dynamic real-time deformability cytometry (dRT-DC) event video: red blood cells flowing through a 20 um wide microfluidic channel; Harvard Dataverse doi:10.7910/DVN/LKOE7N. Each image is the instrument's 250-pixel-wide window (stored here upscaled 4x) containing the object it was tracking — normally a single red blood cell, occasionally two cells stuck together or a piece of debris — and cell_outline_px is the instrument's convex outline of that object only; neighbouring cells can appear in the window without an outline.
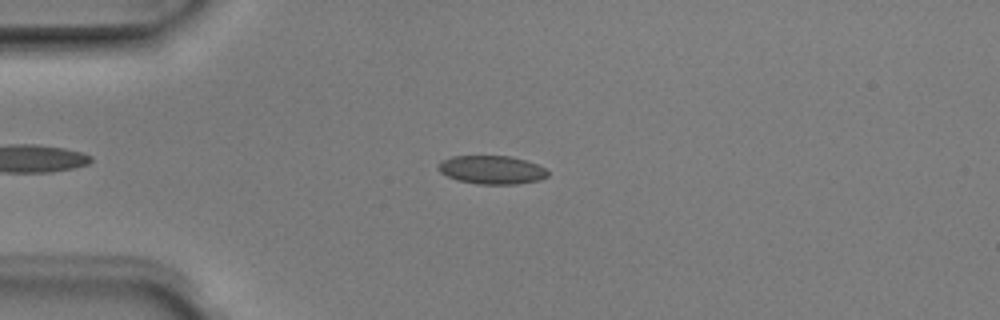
{"species": "Egyptian fruit bat (a non-hibernating species)", "species_latin": "Rousettus aegyptiacus", "temperature_condition": "room temperature", "stored_images_in_passage": 5, "camera_frame_rate_fps": 3000, "um_per_image_px": 0.085, "animal": {"sex": "male"}, "frame": {"image": 1, "passage_image": 3, "time_ms": 0.667, "image_size_px": [1000, 320], "cell_outline_px": [[548, 176], [540, 180], [516, 184], [476, 184], [456, 180], [440, 172], [436, 168], [440, 160], [452, 156], [512, 156], [536, 164], [544, 168], [548, 172]], "centroid_in_image_um": [41.76, 14.43], "position_along_channel_um": 43.2, "area_um2": 18.26}}
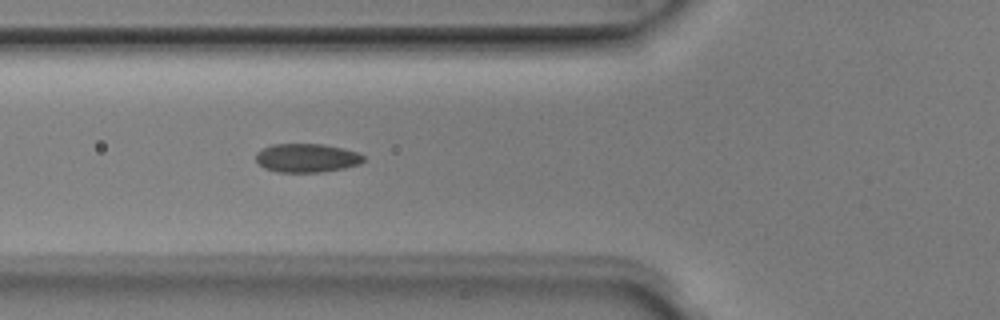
{"frame": {"image": 2, "passage_image": 5, "time_ms": 1.333, "image_size_px": [1000, 320], "cell_outline_px": [[364, 160], [360, 164], [344, 168], [320, 172], [276, 172], [264, 168], [256, 160], [256, 152], [260, 148], [272, 144], [320, 144], [344, 148], [356, 152], [364, 156]], "centroid_in_image_um": [26.04, 13.42], "position_along_channel_um": 99.8, "area_um2": 18.09}}